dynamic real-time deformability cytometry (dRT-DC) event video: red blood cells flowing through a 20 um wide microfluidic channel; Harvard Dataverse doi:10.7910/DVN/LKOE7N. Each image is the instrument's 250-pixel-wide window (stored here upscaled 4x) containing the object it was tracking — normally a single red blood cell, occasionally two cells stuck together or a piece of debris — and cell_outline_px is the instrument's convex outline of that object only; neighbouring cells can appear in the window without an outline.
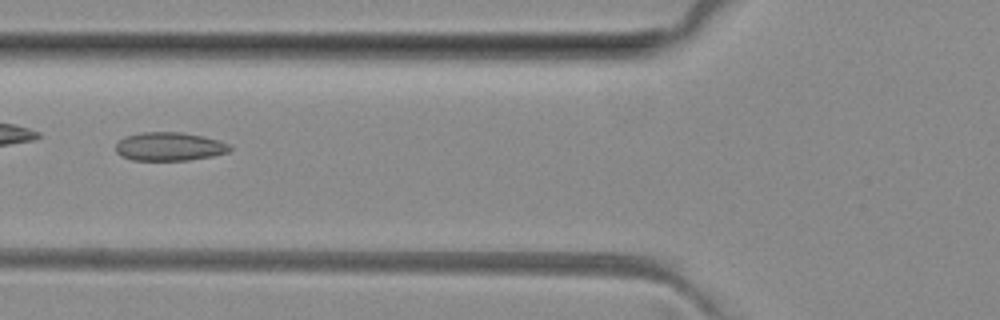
{"species": "common noctule bat (a hibernating species)", "species_latin": "Nyctalus noctula", "temperature_condition": "room temperature", "stored_images_in_passage": 5, "camera_frame_rate_fps": 3000, "um_per_image_px": 0.085, "animal": {"sex": "female", "body_mass_g": 29.2, "forearm_length_mm": 56.3}, "frame": {"image": 1, "passage_image": 5, "time_ms": 4.667, "image_size_px": [1000, 320], "cell_outline_px": [[232, 148], [228, 152], [212, 156], [188, 160], [132, 160], [120, 156], [116, 152], [116, 144], [124, 136], [144, 132], [180, 132], [204, 136], [220, 140], [228, 144]], "centroid_in_image_um": [14.39, 12.45], "position_along_channel_um": 111.4, "area_um2": 19.02}}